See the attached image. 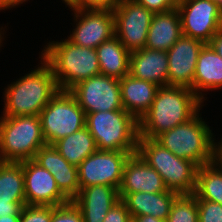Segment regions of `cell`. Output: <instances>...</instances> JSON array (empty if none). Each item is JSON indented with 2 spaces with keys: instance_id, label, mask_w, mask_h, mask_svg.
Here are the masks:
<instances>
[{
  "instance_id": "cell-1",
  "label": "cell",
  "mask_w": 222,
  "mask_h": 222,
  "mask_svg": "<svg viewBox=\"0 0 222 222\" xmlns=\"http://www.w3.org/2000/svg\"><path fill=\"white\" fill-rule=\"evenodd\" d=\"M189 88L160 86L149 110L139 122V138L155 139L162 132L186 123L204 106Z\"/></svg>"
},
{
  "instance_id": "cell-2",
  "label": "cell",
  "mask_w": 222,
  "mask_h": 222,
  "mask_svg": "<svg viewBox=\"0 0 222 222\" xmlns=\"http://www.w3.org/2000/svg\"><path fill=\"white\" fill-rule=\"evenodd\" d=\"M39 58L38 67L34 66L35 69L4 88L1 116H39L58 92L59 88L51 67L40 56Z\"/></svg>"
},
{
  "instance_id": "cell-3",
  "label": "cell",
  "mask_w": 222,
  "mask_h": 222,
  "mask_svg": "<svg viewBox=\"0 0 222 222\" xmlns=\"http://www.w3.org/2000/svg\"><path fill=\"white\" fill-rule=\"evenodd\" d=\"M40 53L59 90H70L78 82L101 74L96 49L73 44L67 37L46 42Z\"/></svg>"
},
{
  "instance_id": "cell-4",
  "label": "cell",
  "mask_w": 222,
  "mask_h": 222,
  "mask_svg": "<svg viewBox=\"0 0 222 222\" xmlns=\"http://www.w3.org/2000/svg\"><path fill=\"white\" fill-rule=\"evenodd\" d=\"M201 116L199 111L186 123L162 132L155 140L177 157L188 159L198 167L214 162L216 135Z\"/></svg>"
},
{
  "instance_id": "cell-5",
  "label": "cell",
  "mask_w": 222,
  "mask_h": 222,
  "mask_svg": "<svg viewBox=\"0 0 222 222\" xmlns=\"http://www.w3.org/2000/svg\"><path fill=\"white\" fill-rule=\"evenodd\" d=\"M86 127L94 138L97 150L136 154L139 122L125 109L88 113Z\"/></svg>"
},
{
  "instance_id": "cell-6",
  "label": "cell",
  "mask_w": 222,
  "mask_h": 222,
  "mask_svg": "<svg viewBox=\"0 0 222 222\" xmlns=\"http://www.w3.org/2000/svg\"><path fill=\"white\" fill-rule=\"evenodd\" d=\"M136 153L160 174L168 190L195 193L198 170L195 163L177 157L155 139L139 138Z\"/></svg>"
},
{
  "instance_id": "cell-7",
  "label": "cell",
  "mask_w": 222,
  "mask_h": 222,
  "mask_svg": "<svg viewBox=\"0 0 222 222\" xmlns=\"http://www.w3.org/2000/svg\"><path fill=\"white\" fill-rule=\"evenodd\" d=\"M46 145L39 116H0V160H33Z\"/></svg>"
},
{
  "instance_id": "cell-8",
  "label": "cell",
  "mask_w": 222,
  "mask_h": 222,
  "mask_svg": "<svg viewBox=\"0 0 222 222\" xmlns=\"http://www.w3.org/2000/svg\"><path fill=\"white\" fill-rule=\"evenodd\" d=\"M39 118L48 145L86 126V113L69 90H58L42 109Z\"/></svg>"
},
{
  "instance_id": "cell-9",
  "label": "cell",
  "mask_w": 222,
  "mask_h": 222,
  "mask_svg": "<svg viewBox=\"0 0 222 222\" xmlns=\"http://www.w3.org/2000/svg\"><path fill=\"white\" fill-rule=\"evenodd\" d=\"M115 36L131 53L145 48L154 12L134 0H121L113 6Z\"/></svg>"
},
{
  "instance_id": "cell-10",
  "label": "cell",
  "mask_w": 222,
  "mask_h": 222,
  "mask_svg": "<svg viewBox=\"0 0 222 222\" xmlns=\"http://www.w3.org/2000/svg\"><path fill=\"white\" fill-rule=\"evenodd\" d=\"M177 10L182 35L208 44L222 28V10L215 0H182Z\"/></svg>"
},
{
  "instance_id": "cell-11",
  "label": "cell",
  "mask_w": 222,
  "mask_h": 222,
  "mask_svg": "<svg viewBox=\"0 0 222 222\" xmlns=\"http://www.w3.org/2000/svg\"><path fill=\"white\" fill-rule=\"evenodd\" d=\"M129 152L96 150L77 167L80 189L108 185L119 190Z\"/></svg>"
},
{
  "instance_id": "cell-12",
  "label": "cell",
  "mask_w": 222,
  "mask_h": 222,
  "mask_svg": "<svg viewBox=\"0 0 222 222\" xmlns=\"http://www.w3.org/2000/svg\"><path fill=\"white\" fill-rule=\"evenodd\" d=\"M86 114L124 109L119 79L99 74L69 90Z\"/></svg>"
},
{
  "instance_id": "cell-13",
  "label": "cell",
  "mask_w": 222,
  "mask_h": 222,
  "mask_svg": "<svg viewBox=\"0 0 222 222\" xmlns=\"http://www.w3.org/2000/svg\"><path fill=\"white\" fill-rule=\"evenodd\" d=\"M71 11L75 26L67 37L73 44L96 49L115 36V17L112 8Z\"/></svg>"
},
{
  "instance_id": "cell-14",
  "label": "cell",
  "mask_w": 222,
  "mask_h": 222,
  "mask_svg": "<svg viewBox=\"0 0 222 222\" xmlns=\"http://www.w3.org/2000/svg\"><path fill=\"white\" fill-rule=\"evenodd\" d=\"M204 42L182 35L167 50L168 86L186 87L193 91L197 59Z\"/></svg>"
},
{
  "instance_id": "cell-15",
  "label": "cell",
  "mask_w": 222,
  "mask_h": 222,
  "mask_svg": "<svg viewBox=\"0 0 222 222\" xmlns=\"http://www.w3.org/2000/svg\"><path fill=\"white\" fill-rule=\"evenodd\" d=\"M23 166L26 205L59 206L69 202L60 192L53 175L34 160Z\"/></svg>"
},
{
  "instance_id": "cell-16",
  "label": "cell",
  "mask_w": 222,
  "mask_h": 222,
  "mask_svg": "<svg viewBox=\"0 0 222 222\" xmlns=\"http://www.w3.org/2000/svg\"><path fill=\"white\" fill-rule=\"evenodd\" d=\"M54 177L60 192L72 201L80 191L77 166L70 164L53 145L41 147L33 159Z\"/></svg>"
},
{
  "instance_id": "cell-17",
  "label": "cell",
  "mask_w": 222,
  "mask_h": 222,
  "mask_svg": "<svg viewBox=\"0 0 222 222\" xmlns=\"http://www.w3.org/2000/svg\"><path fill=\"white\" fill-rule=\"evenodd\" d=\"M167 190L160 174L149 166L137 153L125 163L119 197L124 199L129 193H162Z\"/></svg>"
},
{
  "instance_id": "cell-18",
  "label": "cell",
  "mask_w": 222,
  "mask_h": 222,
  "mask_svg": "<svg viewBox=\"0 0 222 222\" xmlns=\"http://www.w3.org/2000/svg\"><path fill=\"white\" fill-rule=\"evenodd\" d=\"M26 205L21 162H0V217L21 216Z\"/></svg>"
},
{
  "instance_id": "cell-19",
  "label": "cell",
  "mask_w": 222,
  "mask_h": 222,
  "mask_svg": "<svg viewBox=\"0 0 222 222\" xmlns=\"http://www.w3.org/2000/svg\"><path fill=\"white\" fill-rule=\"evenodd\" d=\"M119 200L118 189L97 184L80 189L72 201L81 211L83 222H103L108 211Z\"/></svg>"
},
{
  "instance_id": "cell-20",
  "label": "cell",
  "mask_w": 222,
  "mask_h": 222,
  "mask_svg": "<svg viewBox=\"0 0 222 222\" xmlns=\"http://www.w3.org/2000/svg\"><path fill=\"white\" fill-rule=\"evenodd\" d=\"M129 74L158 86L168 85L167 51L143 48L130 53Z\"/></svg>"
},
{
  "instance_id": "cell-21",
  "label": "cell",
  "mask_w": 222,
  "mask_h": 222,
  "mask_svg": "<svg viewBox=\"0 0 222 222\" xmlns=\"http://www.w3.org/2000/svg\"><path fill=\"white\" fill-rule=\"evenodd\" d=\"M220 89L222 90V57L209 44H205L198 55L193 92L205 102L208 91Z\"/></svg>"
},
{
  "instance_id": "cell-22",
  "label": "cell",
  "mask_w": 222,
  "mask_h": 222,
  "mask_svg": "<svg viewBox=\"0 0 222 222\" xmlns=\"http://www.w3.org/2000/svg\"><path fill=\"white\" fill-rule=\"evenodd\" d=\"M119 83L123 108L139 121L149 110L160 86L131 74L125 75Z\"/></svg>"
},
{
  "instance_id": "cell-23",
  "label": "cell",
  "mask_w": 222,
  "mask_h": 222,
  "mask_svg": "<svg viewBox=\"0 0 222 222\" xmlns=\"http://www.w3.org/2000/svg\"><path fill=\"white\" fill-rule=\"evenodd\" d=\"M181 36V18L177 8L155 13L150 23L145 47L167 51Z\"/></svg>"
},
{
  "instance_id": "cell-24",
  "label": "cell",
  "mask_w": 222,
  "mask_h": 222,
  "mask_svg": "<svg viewBox=\"0 0 222 222\" xmlns=\"http://www.w3.org/2000/svg\"><path fill=\"white\" fill-rule=\"evenodd\" d=\"M178 195L168 189L162 193L135 192L129 193L123 201L131 217L151 215L166 221Z\"/></svg>"
},
{
  "instance_id": "cell-25",
  "label": "cell",
  "mask_w": 222,
  "mask_h": 222,
  "mask_svg": "<svg viewBox=\"0 0 222 222\" xmlns=\"http://www.w3.org/2000/svg\"><path fill=\"white\" fill-rule=\"evenodd\" d=\"M100 73L116 79L129 74L130 52L113 36L96 48Z\"/></svg>"
},
{
  "instance_id": "cell-26",
  "label": "cell",
  "mask_w": 222,
  "mask_h": 222,
  "mask_svg": "<svg viewBox=\"0 0 222 222\" xmlns=\"http://www.w3.org/2000/svg\"><path fill=\"white\" fill-rule=\"evenodd\" d=\"M53 146L70 164L77 167L97 150L94 138L86 126L55 142Z\"/></svg>"
},
{
  "instance_id": "cell-27",
  "label": "cell",
  "mask_w": 222,
  "mask_h": 222,
  "mask_svg": "<svg viewBox=\"0 0 222 222\" xmlns=\"http://www.w3.org/2000/svg\"><path fill=\"white\" fill-rule=\"evenodd\" d=\"M194 195L222 205V168L215 161L198 167Z\"/></svg>"
},
{
  "instance_id": "cell-28",
  "label": "cell",
  "mask_w": 222,
  "mask_h": 222,
  "mask_svg": "<svg viewBox=\"0 0 222 222\" xmlns=\"http://www.w3.org/2000/svg\"><path fill=\"white\" fill-rule=\"evenodd\" d=\"M165 222H198V207L195 195L179 194L173 201Z\"/></svg>"
},
{
  "instance_id": "cell-29",
  "label": "cell",
  "mask_w": 222,
  "mask_h": 222,
  "mask_svg": "<svg viewBox=\"0 0 222 222\" xmlns=\"http://www.w3.org/2000/svg\"><path fill=\"white\" fill-rule=\"evenodd\" d=\"M51 222H83L82 213L73 201L52 206Z\"/></svg>"
},
{
  "instance_id": "cell-30",
  "label": "cell",
  "mask_w": 222,
  "mask_h": 222,
  "mask_svg": "<svg viewBox=\"0 0 222 222\" xmlns=\"http://www.w3.org/2000/svg\"><path fill=\"white\" fill-rule=\"evenodd\" d=\"M52 206L25 205L21 209L20 222H51Z\"/></svg>"
},
{
  "instance_id": "cell-31",
  "label": "cell",
  "mask_w": 222,
  "mask_h": 222,
  "mask_svg": "<svg viewBox=\"0 0 222 222\" xmlns=\"http://www.w3.org/2000/svg\"><path fill=\"white\" fill-rule=\"evenodd\" d=\"M198 222H222V205L197 199Z\"/></svg>"
},
{
  "instance_id": "cell-32",
  "label": "cell",
  "mask_w": 222,
  "mask_h": 222,
  "mask_svg": "<svg viewBox=\"0 0 222 222\" xmlns=\"http://www.w3.org/2000/svg\"><path fill=\"white\" fill-rule=\"evenodd\" d=\"M132 218L127 209L126 204L120 199L113 207L108 211L103 222H131Z\"/></svg>"
},
{
  "instance_id": "cell-33",
  "label": "cell",
  "mask_w": 222,
  "mask_h": 222,
  "mask_svg": "<svg viewBox=\"0 0 222 222\" xmlns=\"http://www.w3.org/2000/svg\"><path fill=\"white\" fill-rule=\"evenodd\" d=\"M154 13L166 12L177 8L182 0H134Z\"/></svg>"
},
{
  "instance_id": "cell-34",
  "label": "cell",
  "mask_w": 222,
  "mask_h": 222,
  "mask_svg": "<svg viewBox=\"0 0 222 222\" xmlns=\"http://www.w3.org/2000/svg\"><path fill=\"white\" fill-rule=\"evenodd\" d=\"M114 5L112 0H78V9H109Z\"/></svg>"
},
{
  "instance_id": "cell-35",
  "label": "cell",
  "mask_w": 222,
  "mask_h": 222,
  "mask_svg": "<svg viewBox=\"0 0 222 222\" xmlns=\"http://www.w3.org/2000/svg\"><path fill=\"white\" fill-rule=\"evenodd\" d=\"M208 44L222 57V28L213 36Z\"/></svg>"
},
{
  "instance_id": "cell-36",
  "label": "cell",
  "mask_w": 222,
  "mask_h": 222,
  "mask_svg": "<svg viewBox=\"0 0 222 222\" xmlns=\"http://www.w3.org/2000/svg\"><path fill=\"white\" fill-rule=\"evenodd\" d=\"M29 0H0V12L3 10H11L12 8H17L21 4H25Z\"/></svg>"
},
{
  "instance_id": "cell-37",
  "label": "cell",
  "mask_w": 222,
  "mask_h": 222,
  "mask_svg": "<svg viewBox=\"0 0 222 222\" xmlns=\"http://www.w3.org/2000/svg\"><path fill=\"white\" fill-rule=\"evenodd\" d=\"M214 161L222 168V136L220 140L215 139Z\"/></svg>"
},
{
  "instance_id": "cell-38",
  "label": "cell",
  "mask_w": 222,
  "mask_h": 222,
  "mask_svg": "<svg viewBox=\"0 0 222 222\" xmlns=\"http://www.w3.org/2000/svg\"><path fill=\"white\" fill-rule=\"evenodd\" d=\"M131 218L132 222H165V220L153 217L151 215L136 216Z\"/></svg>"
},
{
  "instance_id": "cell-39",
  "label": "cell",
  "mask_w": 222,
  "mask_h": 222,
  "mask_svg": "<svg viewBox=\"0 0 222 222\" xmlns=\"http://www.w3.org/2000/svg\"><path fill=\"white\" fill-rule=\"evenodd\" d=\"M65 3V6L71 10L78 9V0H62Z\"/></svg>"
},
{
  "instance_id": "cell-40",
  "label": "cell",
  "mask_w": 222,
  "mask_h": 222,
  "mask_svg": "<svg viewBox=\"0 0 222 222\" xmlns=\"http://www.w3.org/2000/svg\"><path fill=\"white\" fill-rule=\"evenodd\" d=\"M0 222H20V216L0 217Z\"/></svg>"
},
{
  "instance_id": "cell-41",
  "label": "cell",
  "mask_w": 222,
  "mask_h": 222,
  "mask_svg": "<svg viewBox=\"0 0 222 222\" xmlns=\"http://www.w3.org/2000/svg\"><path fill=\"white\" fill-rule=\"evenodd\" d=\"M7 28L4 26L0 27V48L3 46L2 44L4 43L3 41L5 40L6 37V30ZM5 36V37H4Z\"/></svg>"
},
{
  "instance_id": "cell-42",
  "label": "cell",
  "mask_w": 222,
  "mask_h": 222,
  "mask_svg": "<svg viewBox=\"0 0 222 222\" xmlns=\"http://www.w3.org/2000/svg\"><path fill=\"white\" fill-rule=\"evenodd\" d=\"M215 1L218 2V5H219L220 9L222 10V0H215Z\"/></svg>"
},
{
  "instance_id": "cell-43",
  "label": "cell",
  "mask_w": 222,
  "mask_h": 222,
  "mask_svg": "<svg viewBox=\"0 0 222 222\" xmlns=\"http://www.w3.org/2000/svg\"><path fill=\"white\" fill-rule=\"evenodd\" d=\"M115 4L120 2L121 0H112Z\"/></svg>"
}]
</instances>
